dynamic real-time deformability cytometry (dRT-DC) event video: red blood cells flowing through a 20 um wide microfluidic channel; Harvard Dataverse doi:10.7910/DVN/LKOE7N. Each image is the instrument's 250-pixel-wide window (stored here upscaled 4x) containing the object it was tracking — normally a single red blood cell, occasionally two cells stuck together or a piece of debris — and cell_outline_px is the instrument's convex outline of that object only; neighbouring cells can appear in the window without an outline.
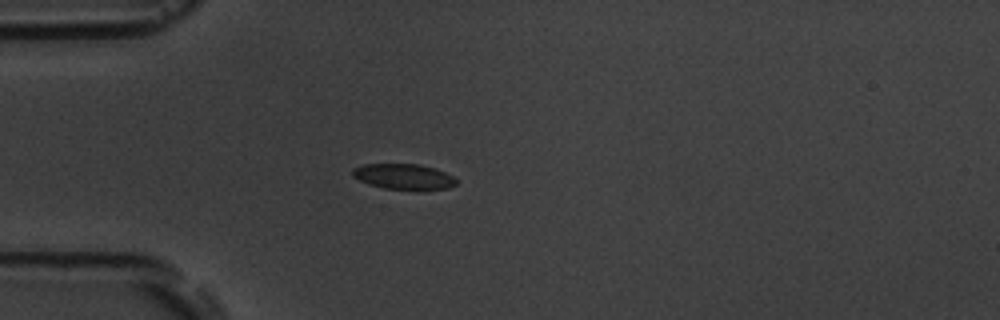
{"species": "common noctule bat (a hibernating species)", "species_latin": "Nyctalus noctula", "temperature_condition": "room temperature", "stored_images_in_passage": 7, "camera_frame_rate_fps": 3000, "um_per_image_px": 0.085, "animal": {"sex": "male", "body_mass_g": 19.5, "forearm_length_mm": 54.6}, "frame": {"image": 1, "passage_image": 1, "time_ms": 0.0, "image_size_px": [1000, 320], "cell_outline_px": [[456, 184], [448, 188], [424, 192], [416, 192], [384, 188], [368, 184], [352, 176], [352, 168], [364, 164], [416, 164], [432, 168], [444, 172], [452, 176], [456, 180]], "centroid_in_image_um": [34.32, 15.06], "position_along_channel_um": 50.7, "area_um2": 15.9}}
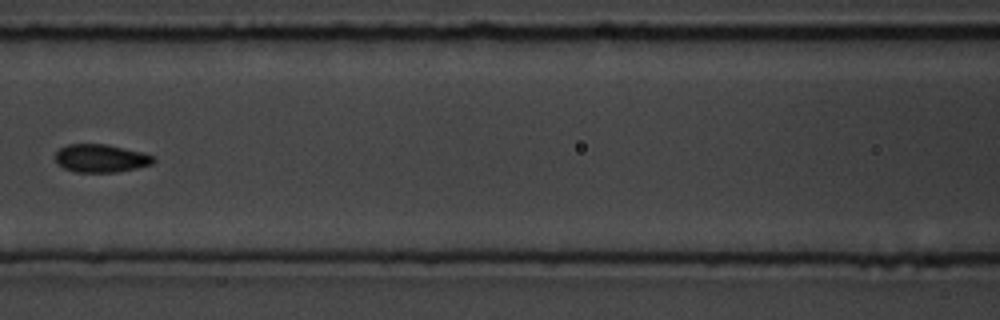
{"frame": {"image": 2, "passage_image": 4, "time_ms": 3.333, "image_size_px": [1000, 320], "cell_outline_px": [[156, 160], [152, 164], [136, 168], [116, 172], [76, 172], [64, 168], [56, 160], [56, 152], [60, 148], [68, 144], [108, 144], [140, 152], [152, 156]], "centroid_in_image_um": [8.57, 13.45], "position_along_channel_um": 158.0, "area_um2": 15.84}}
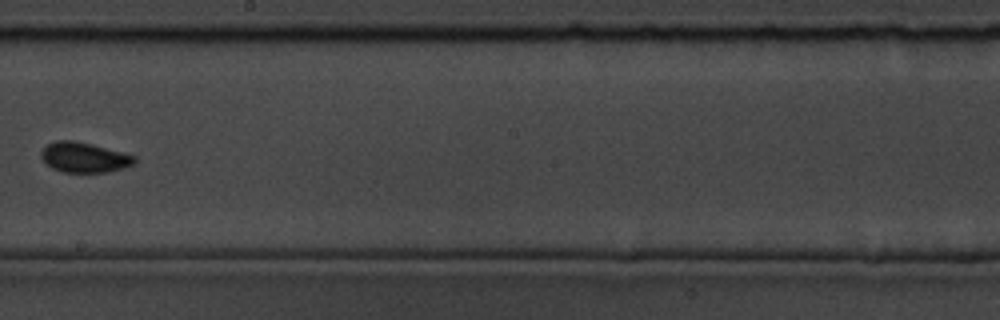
{"frame": {"image": 3, "passage_image": 6, "time_ms": 5.667, "image_size_px": [1000, 320], "cell_outline_px": [[136, 160], [132, 164], [124, 168], [108, 172], [64, 172], [52, 168], [40, 156], [40, 152], [48, 144], [56, 140], [72, 140], [92, 144], [136, 156]], "centroid_in_image_um": [7.15, 13.37], "position_along_channel_um": 241.0, "area_um2": 16.24}}